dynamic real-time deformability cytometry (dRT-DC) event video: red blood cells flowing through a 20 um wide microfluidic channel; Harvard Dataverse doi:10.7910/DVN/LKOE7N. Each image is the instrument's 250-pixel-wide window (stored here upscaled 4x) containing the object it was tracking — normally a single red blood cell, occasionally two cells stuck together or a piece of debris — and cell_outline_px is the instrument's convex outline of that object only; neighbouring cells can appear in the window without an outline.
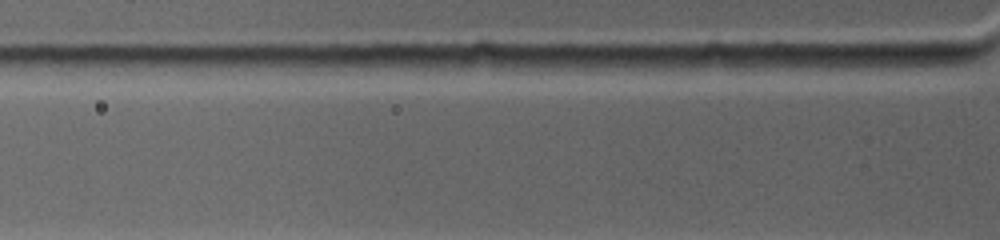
{"species": "common noctule bat (a hibernating species)", "species_latin": "Nyctalus noctula", "temperature_condition": "warm", "stored_images_in_passage": 2, "camera_frame_rate_fps": 4500, "um_per_image_px": 0.085, "animal": {"sex": "female", "body_mass_g": 19.0, "forearm_length_mm": 53.3}, "frame": {"image": 1, "passage_image": 2, "time_ms": 0.222, "image_size_px": [1000, 240], "cell_outline_px": [[872, 64], [764, 72], [752, 72], [748, 68], [748, 64], [768, 56], [856, 56]], "centroid_in_image_um": [68.25, 5.34], "position_along_channel_um": 57.6, "area_um2": 10.12}}